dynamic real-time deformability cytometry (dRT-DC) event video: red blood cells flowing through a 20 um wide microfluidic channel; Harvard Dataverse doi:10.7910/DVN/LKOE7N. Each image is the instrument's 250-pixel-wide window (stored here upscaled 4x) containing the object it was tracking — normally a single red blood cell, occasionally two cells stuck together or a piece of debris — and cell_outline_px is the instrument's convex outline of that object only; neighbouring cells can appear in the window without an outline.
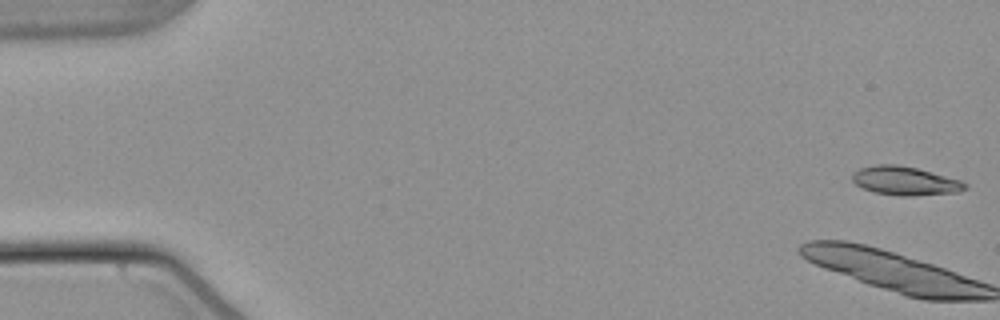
{"species": "common noctule bat (a hibernating species)", "species_latin": "Nyctalus noctula", "temperature_condition": "warm", "stored_images_in_passage": 19, "camera_frame_rate_fps": 3000, "um_per_image_px": 0.085, "animal": {"sex": "male", "body_mass_g": 21.5, "forearm_length_mm": 52.0}, "frame": {"image": 1, "passage_image": 1, "time_ms": 0.0, "image_size_px": [1000, 320], "cell_outline_px": [[968, 188], [956, 192], [912, 196], [900, 196], [876, 192], [864, 188], [856, 184], [852, 180], [852, 176], [860, 168], [876, 164], [896, 164], [916, 168], [932, 172], [960, 180], [968, 184]], "centroid_in_image_um": [76.95, 15.37], "position_along_channel_um": 8.0, "area_um2": 18.67}}